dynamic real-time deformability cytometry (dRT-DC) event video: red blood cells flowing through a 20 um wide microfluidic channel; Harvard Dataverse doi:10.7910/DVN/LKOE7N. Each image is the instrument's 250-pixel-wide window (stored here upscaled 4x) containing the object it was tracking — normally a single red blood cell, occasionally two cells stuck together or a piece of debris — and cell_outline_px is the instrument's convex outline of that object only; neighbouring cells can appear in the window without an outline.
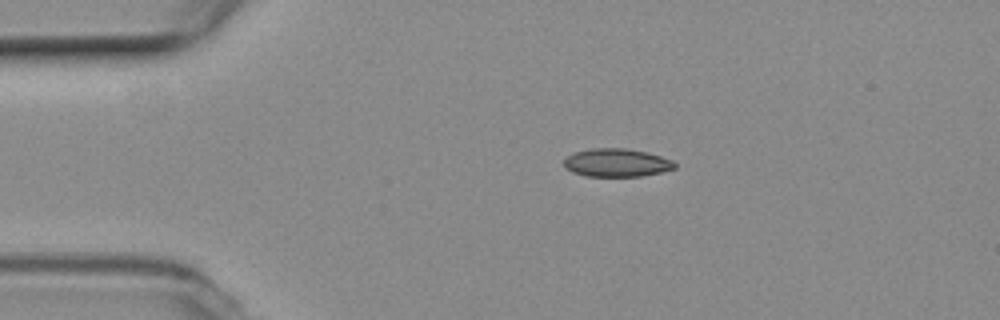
{"species": "common noctule bat (a hibernating species)", "species_latin": "Nyctalus noctula", "temperature_condition": "room temperature", "stored_images_in_passage": 44, "camera_frame_rate_fps": 3000, "um_per_image_px": 0.085, "animal": {"sex": "female", "body_mass_g": 19.3, "forearm_length_mm": 54.1}, "frame": {"image": 1, "passage_image": 1, "time_ms": 0.0, "image_size_px": [1000, 320], "cell_outline_px": [[676, 168], [660, 172], [640, 176], [588, 176], [572, 172], [564, 168], [564, 160], [568, 156], [576, 152], [592, 148], [628, 148], [660, 156], [672, 160], [676, 164]], "centroid_in_image_um": [52.4, 13.83], "position_along_channel_um": 32.6, "area_um2": 18.03}}
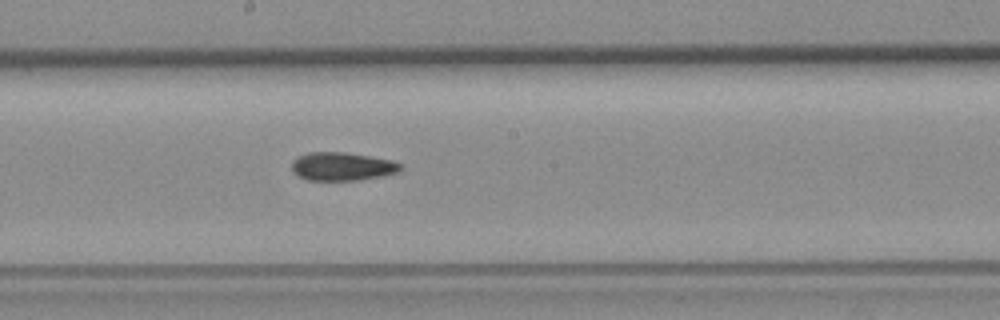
{"frame": {"image": 2, "passage_image": 19, "time_ms": 6.0, "image_size_px": [1000, 320], "cell_outline_px": [[400, 168], [396, 172], [384, 176], [360, 180], [308, 180], [296, 176], [292, 172], [292, 160], [308, 152], [344, 152], [392, 160], [400, 164]], "centroid_in_image_um": [29.03, 14.15], "position_along_channel_um": 219.2, "area_um2": 17.92}}
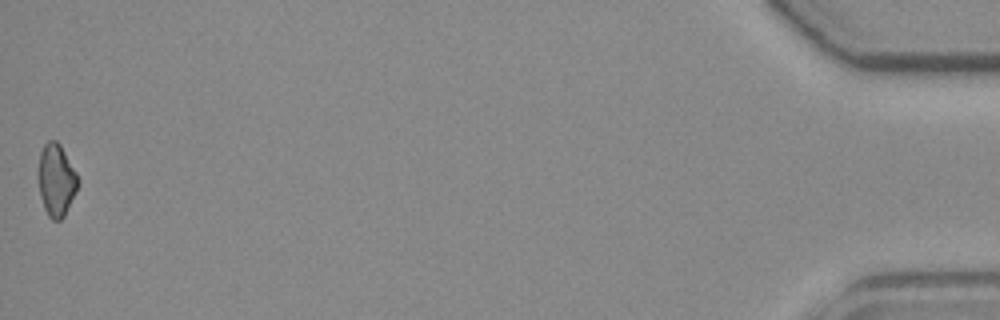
{"frame": {"image": 3, "passage_image": 44, "time_ms": 14.333, "image_size_px": [1000, 320], "cell_outline_px": [[76, 192], [64, 216], [60, 220], [52, 220], [48, 216], [44, 208], [40, 196], [36, 176], [40, 152], [44, 144], [48, 140], [56, 140], [60, 144], [76, 172]], "centroid_in_image_um": [4.73, 15.3], "position_along_channel_um": 430.5, "area_um2": 16.76}}